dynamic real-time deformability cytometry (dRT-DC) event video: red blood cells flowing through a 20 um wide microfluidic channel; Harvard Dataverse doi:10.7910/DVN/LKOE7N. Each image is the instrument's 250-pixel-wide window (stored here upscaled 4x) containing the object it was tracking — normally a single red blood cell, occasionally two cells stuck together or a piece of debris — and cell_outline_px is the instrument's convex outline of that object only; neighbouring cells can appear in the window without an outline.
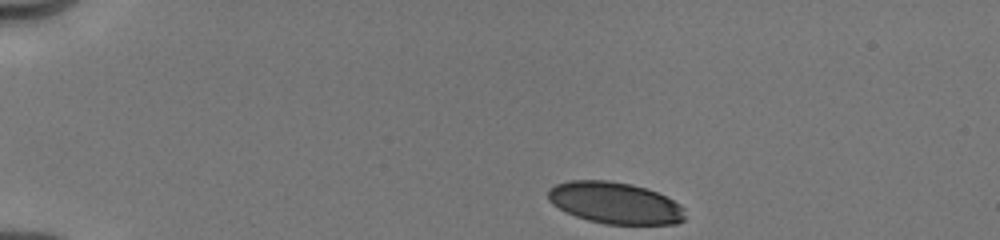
{"species": "human", "species_latin": "Homo sapiens", "temperature_condition": "cold", "stored_images_in_passage": 27, "camera_frame_rate_fps": 3000, "um_per_image_px": 0.085, "donor": {"sex": "male"}, "frame": {"image": 1, "passage_image": 1, "time_ms": 0.0, "image_size_px": [1000, 240], "cell_outline_px": [[684, 220], [676, 224], [604, 224], [588, 220], [576, 216], [552, 204], [548, 200], [548, 188], [556, 184], [568, 180], [608, 180], [632, 184], [656, 192], [680, 204], [684, 208]], "centroid_in_image_um": [52.26, 17.24], "position_along_channel_um": 32.7, "area_um2": 33.18}}
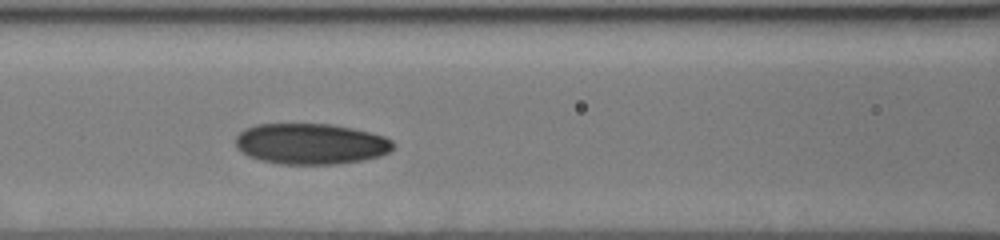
{"frame": {"image": 2, "passage_image": 16, "time_ms": 4.667, "image_size_px": [1000, 240], "cell_outline_px": [[396, 144], [388, 152], [380, 156], [360, 160], [336, 164], [280, 164], [260, 160], [248, 156], [240, 152], [236, 148], [236, 136], [244, 128], [256, 124], [332, 124], [352, 128], [384, 136], [392, 140]], "centroid_in_image_um": [26.38, 12.22], "position_along_channel_um": 140.2, "area_um2": 37.63}}
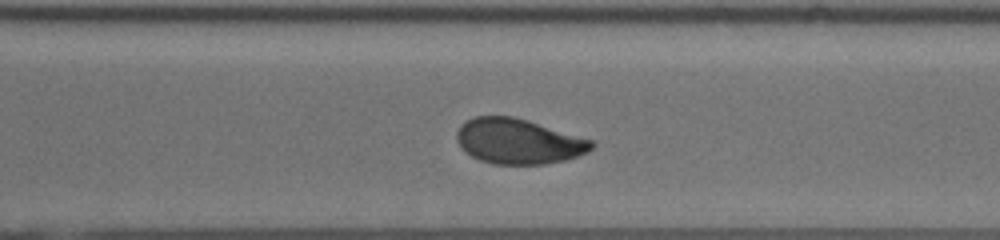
{"frame": {"image": 3, "passage_image": 27, "time_ms": 9.333, "image_size_px": [1000, 240], "cell_outline_px": [[596, 144], [588, 152], [564, 160], [544, 164], [492, 164], [480, 160], [472, 156], [456, 140], [456, 132], [460, 124], [472, 116], [512, 116], [528, 120], [592, 140]], "centroid_in_image_um": [44.05, 12.0], "position_along_channel_um": 326.6, "area_um2": 35.43}}